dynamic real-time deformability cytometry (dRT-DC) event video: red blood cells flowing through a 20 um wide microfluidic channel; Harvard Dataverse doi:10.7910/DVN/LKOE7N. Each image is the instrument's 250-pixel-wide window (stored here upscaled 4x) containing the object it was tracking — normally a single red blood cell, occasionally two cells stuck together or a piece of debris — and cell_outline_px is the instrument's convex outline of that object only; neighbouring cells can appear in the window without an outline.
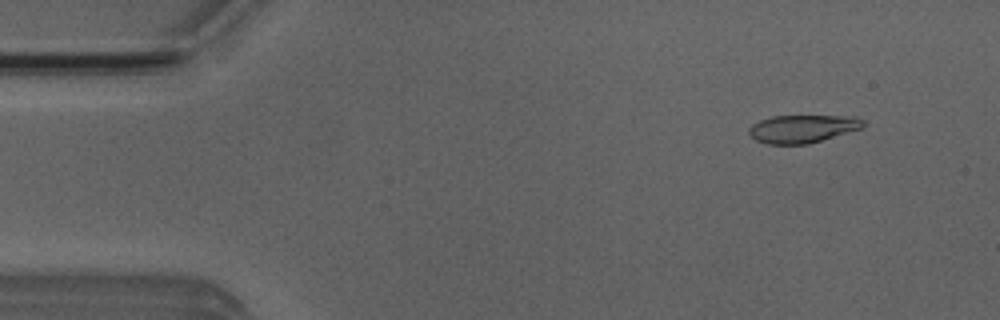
{"species": "Egyptian fruit bat (a non-hibernating species)", "species_latin": "Rousettus aegyptiacus", "temperature_condition": "room temperature", "stored_images_in_passage": 52, "camera_frame_rate_fps": 3000, "um_per_image_px": 0.085, "animal": {"sex": "male"}, "frame": {"image": 1, "passage_image": 5, "time_ms": 1.333, "image_size_px": [1000, 320], "cell_outline_px": [[864, 124], [860, 128], [808, 144], [768, 144], [756, 140], [748, 132], [748, 128], [752, 124], [760, 120], [772, 116], [856, 116], [864, 120]], "centroid_in_image_um": [68.18, 10.93], "position_along_channel_um": 16.8, "area_um2": 18.38}}
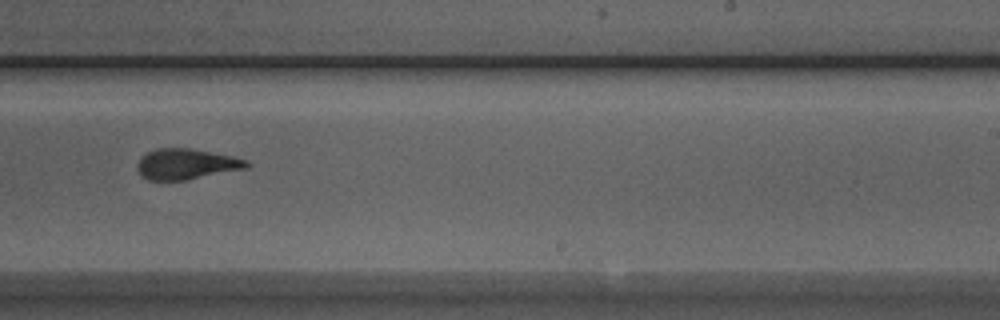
{"frame": {"image": 2, "passage_image": 32, "time_ms": 10.333, "image_size_px": [1000, 320], "cell_outline_px": [[252, 164], [248, 168], [184, 180], [148, 180], [140, 176], [136, 168], [136, 164], [140, 156], [156, 148], [188, 148], [248, 160]], "centroid_in_image_um": [15.78, 13.95], "position_along_channel_um": 273.2, "area_um2": 19.48}}
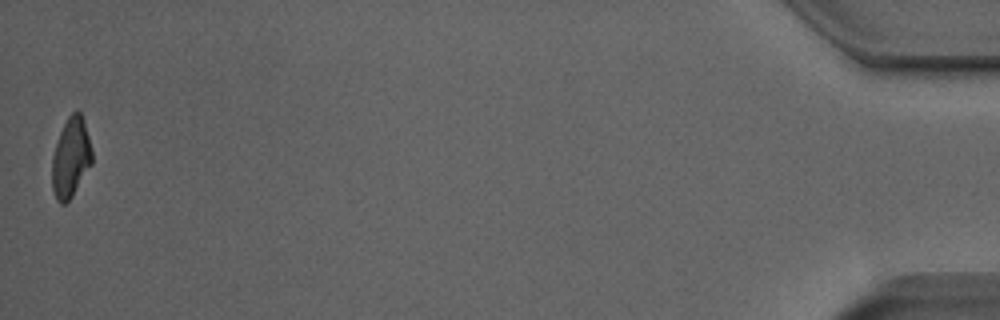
{"frame": {"image": 3, "passage_image": 52, "time_ms": 17.0, "image_size_px": [1000, 320], "cell_outline_px": [[92, 164], [72, 196], [64, 204], [60, 204], [56, 200], [52, 188], [52, 156], [60, 132], [68, 116], [72, 112], [80, 112], [84, 120], [92, 152]], "centroid_in_image_um": [6.01, 13.42], "position_along_channel_um": 429.2, "area_um2": 18.44}, "authors_computed_cell_mechanics": {"area_um2": 19.5364, "velocity_mm_per_s": 3.8831, "shape_relaxation_time_tau1_ms": 5.7328, "shape_relaxation_time_tau2_ms": 1.5182, "deformation_change_tau1": 0.1843, "deformation_change_tau2": 0.0969}}